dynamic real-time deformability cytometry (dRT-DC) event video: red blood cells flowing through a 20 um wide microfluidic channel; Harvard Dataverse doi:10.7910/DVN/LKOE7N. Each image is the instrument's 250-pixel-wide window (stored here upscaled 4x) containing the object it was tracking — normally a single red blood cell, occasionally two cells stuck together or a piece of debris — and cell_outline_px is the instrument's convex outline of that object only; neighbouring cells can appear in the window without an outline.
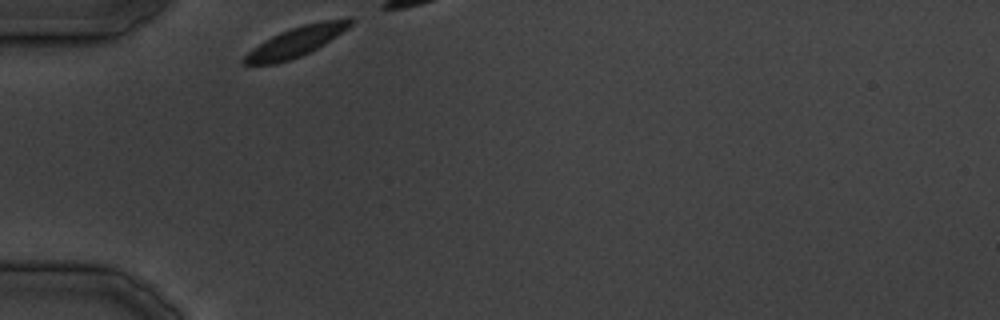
{"species": "common noctule bat (a hibernating species)", "species_latin": "Nyctalus noctula", "temperature_condition": "cold", "stored_images_in_passage": 9, "camera_frame_rate_fps": 3000, "um_per_image_px": 0.085, "animal": {"sex": "male", "body_mass_g": 19.5, "forearm_length_mm": 54.6}, "frame": {"image": 1, "passage_image": 1, "time_ms": 0.0, "image_size_px": [1000, 320], "cell_outline_px": [[356, 20], [348, 28], [324, 44], [300, 56], [276, 64], [244, 64], [240, 60], [248, 52], [272, 36], [280, 32], [304, 24], [324, 20], [348, 16], [352, 16]], "centroid_in_image_um": [25.24, 3.51], "position_along_channel_um": 59.8, "area_um2": 18.32}}